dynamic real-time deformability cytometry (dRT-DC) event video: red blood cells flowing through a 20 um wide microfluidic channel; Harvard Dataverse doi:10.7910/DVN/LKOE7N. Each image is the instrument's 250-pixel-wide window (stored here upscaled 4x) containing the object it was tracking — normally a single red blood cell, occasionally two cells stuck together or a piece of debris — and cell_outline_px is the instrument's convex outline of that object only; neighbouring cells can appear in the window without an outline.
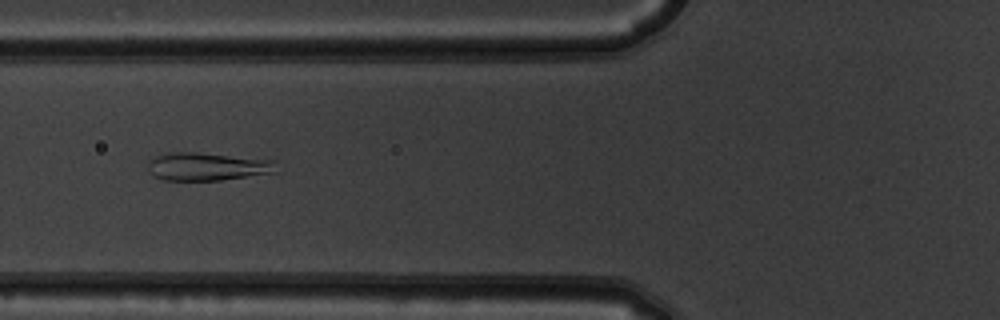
{"species": "common noctule bat (a hibernating species)", "species_latin": "Nyctalus noctula", "temperature_condition": "warm", "stored_images_in_passage": 5, "camera_frame_rate_fps": 3000, "um_per_image_px": 0.085, "animal": {"sex": "male", "body_mass_g": 19.5, "forearm_length_mm": 54.6}, "frame": {"image": 1, "passage_image": 3, "time_ms": 0.667, "image_size_px": [1000, 320], "cell_outline_px": [[276, 172], [220, 180], [164, 180], [152, 176], [148, 172], [148, 160], [156, 156], [168, 152], [196, 152], [276, 160]], "centroid_in_image_um": [17.58, 14.15], "position_along_channel_um": 108.2, "area_um2": 21.1}}
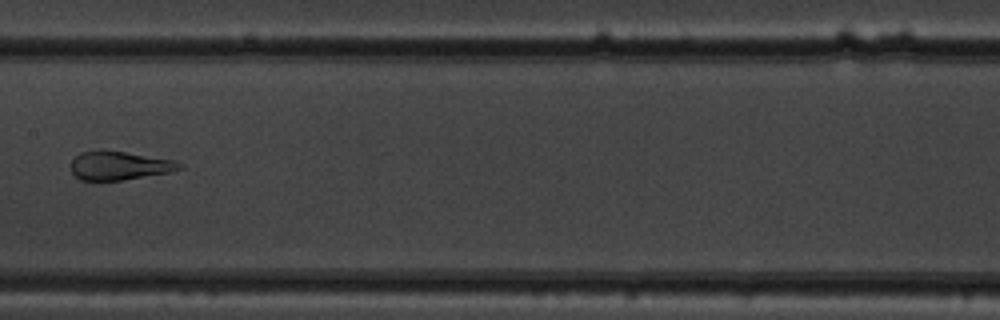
{"frame": {"image": 2, "passage_image": 5, "time_ms": 1.333, "image_size_px": [1000, 320], "cell_outline_px": [[184, 168], [168, 172], [124, 180], [80, 180], [68, 168], [72, 160], [80, 152], [124, 152], [176, 160]], "centroid_in_image_um": [10.13, 14.1], "position_along_channel_um": 197.3, "area_um2": 17.74}}